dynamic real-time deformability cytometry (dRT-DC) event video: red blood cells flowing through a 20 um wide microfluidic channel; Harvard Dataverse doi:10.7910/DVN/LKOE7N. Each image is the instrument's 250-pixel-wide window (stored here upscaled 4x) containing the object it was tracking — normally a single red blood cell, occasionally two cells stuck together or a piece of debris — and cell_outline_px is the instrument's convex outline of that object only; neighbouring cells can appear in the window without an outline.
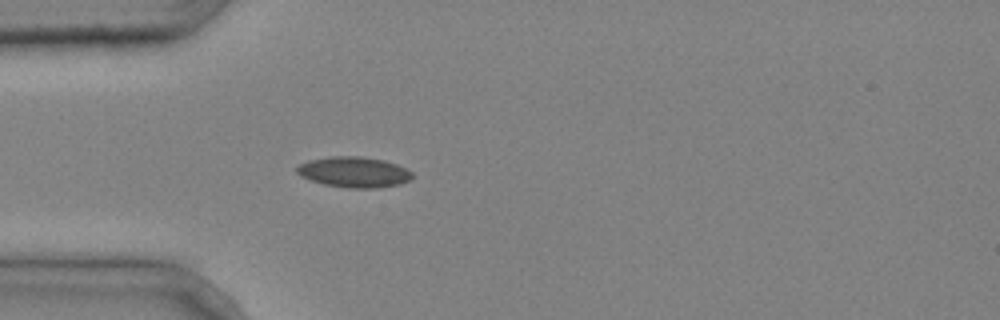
{"species": "common noctule bat (a hibernating species)", "species_latin": "Nyctalus noctula", "temperature_condition": "cold", "stored_images_in_passage": 4, "camera_frame_rate_fps": 3000, "um_per_image_px": 0.085, "animal": {"sex": "male", "body_mass_g": 20.4}, "frame": {"image": 1, "passage_image": 4, "time_ms": 1.0, "image_size_px": [1000, 320], "cell_outline_px": [[412, 180], [400, 184], [376, 188], [348, 188], [324, 184], [300, 176], [296, 172], [296, 168], [300, 164], [308, 160], [332, 156], [360, 156], [384, 160], [396, 164], [412, 172]], "centroid_in_image_um": [30.09, 14.63], "position_along_channel_um": 54.9, "area_um2": 20.58}}